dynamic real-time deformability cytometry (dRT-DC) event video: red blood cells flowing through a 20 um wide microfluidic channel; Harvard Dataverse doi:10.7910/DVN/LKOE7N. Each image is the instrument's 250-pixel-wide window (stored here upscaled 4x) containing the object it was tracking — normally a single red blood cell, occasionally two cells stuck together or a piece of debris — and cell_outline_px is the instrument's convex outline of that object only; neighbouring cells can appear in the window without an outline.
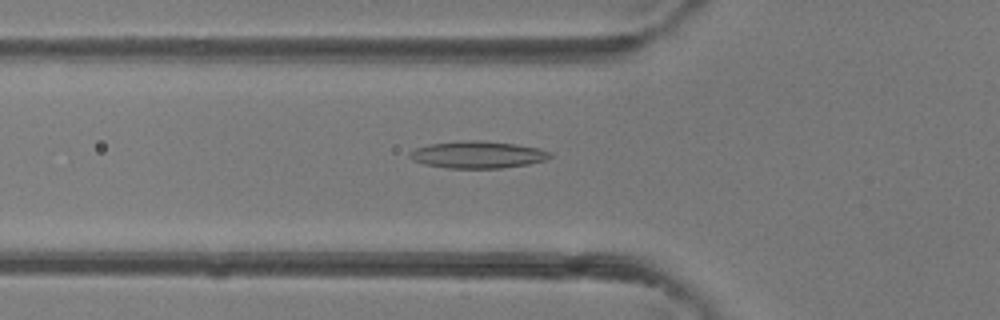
{"species": "common noctule bat (a hibernating species)", "species_latin": "Nyctalus noctula", "temperature_condition": "room temperature", "stored_images_in_passage": 30, "camera_frame_rate_fps": 3000, "um_per_image_px": 0.085, "animal": {"sex": "female"}, "frame": {"image": 1, "passage_image": 3, "time_ms": 0.667, "image_size_px": [1000, 320], "cell_outline_px": [[552, 156], [548, 160], [528, 164], [500, 168], [448, 168], [424, 164], [412, 160], [408, 156], [408, 152], [416, 148], [428, 144], [468, 140], [480, 140], [516, 144], [540, 148], [552, 152]], "centroid_in_image_um": [40.62, 13.14], "position_along_channel_um": 85.2, "area_um2": 22.31}}
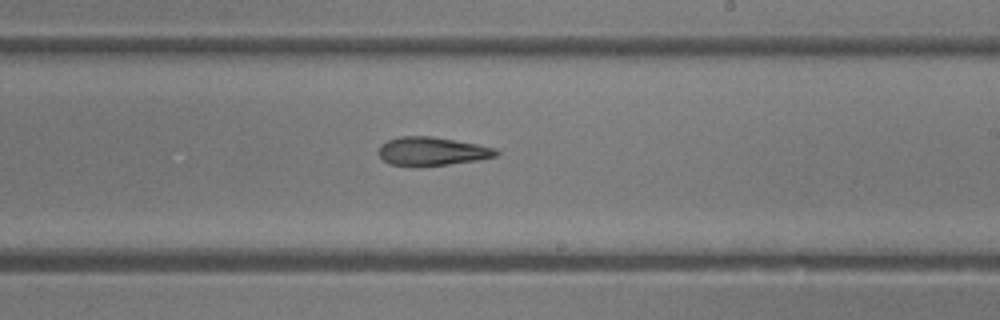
{"frame": {"image": 2, "passage_image": 13, "time_ms": 4.0, "image_size_px": [1000, 320], "cell_outline_px": [[500, 152], [496, 156], [476, 160], [420, 168], [416, 168], [388, 164], [376, 152], [380, 144], [388, 140], [400, 136], [432, 136], [476, 144], [496, 148]], "centroid_in_image_um": [36.65, 12.88], "position_along_channel_um": 252.4, "area_um2": 19.94}}
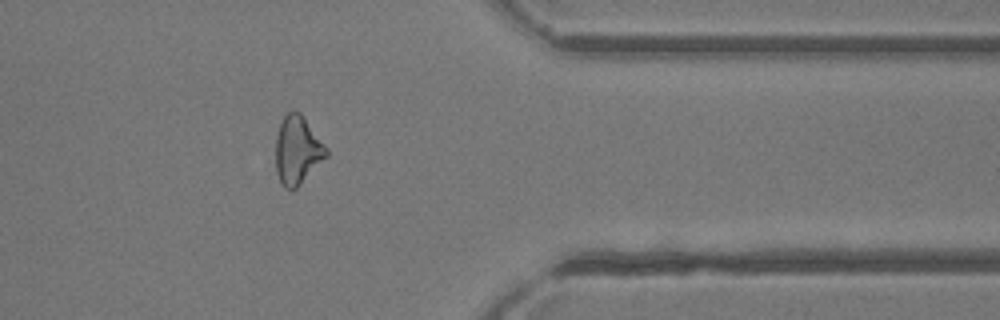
{"frame": {"image": 3, "passage_image": 22, "time_ms": 7.0, "image_size_px": [1000, 320], "cell_outline_px": [[328, 156], [296, 188], [284, 188], [280, 184], [276, 172], [276, 136], [280, 124], [284, 116], [292, 108], [300, 112], [328, 148]], "centroid_in_image_um": [25.28, 12.75], "position_along_channel_um": 386.1, "area_um2": 20.23}}